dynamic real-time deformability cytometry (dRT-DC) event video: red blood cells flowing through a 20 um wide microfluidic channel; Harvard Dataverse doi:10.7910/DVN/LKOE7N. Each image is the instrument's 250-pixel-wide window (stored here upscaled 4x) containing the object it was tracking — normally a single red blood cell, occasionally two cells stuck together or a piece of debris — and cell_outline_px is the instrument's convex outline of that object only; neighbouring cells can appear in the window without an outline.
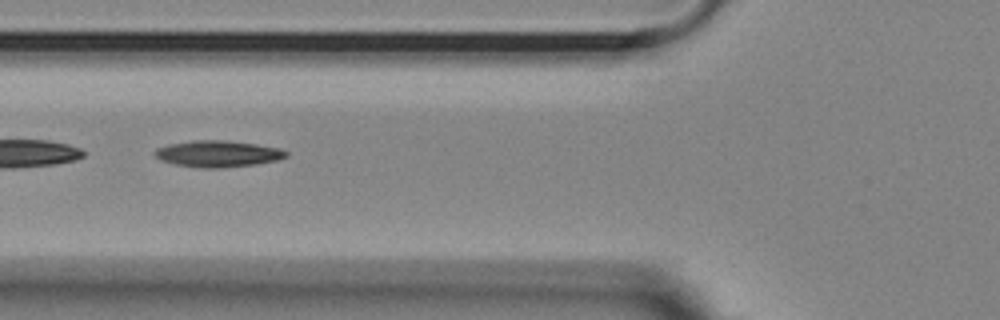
{"species": "Egyptian fruit bat (a non-hibernating species)", "species_latin": "Rousettus aegyptiacus", "temperature_condition": "room temperature", "stored_images_in_passage": 41, "camera_frame_rate_fps": 3000, "um_per_image_px": 0.085, "animal": {"sex": "female"}, "frame": {"image": 1, "passage_image": 7, "time_ms": 2.0, "image_size_px": [1000, 320], "cell_outline_px": [[288, 156], [276, 160], [256, 164], [224, 168], [200, 168], [176, 164], [160, 160], [152, 152], [156, 148], [168, 144], [192, 140], [224, 140], [256, 144], [280, 148], [288, 152]], "centroid_in_image_um": [18.5, 13.07], "position_along_channel_um": 107.3, "area_um2": 20.35}}
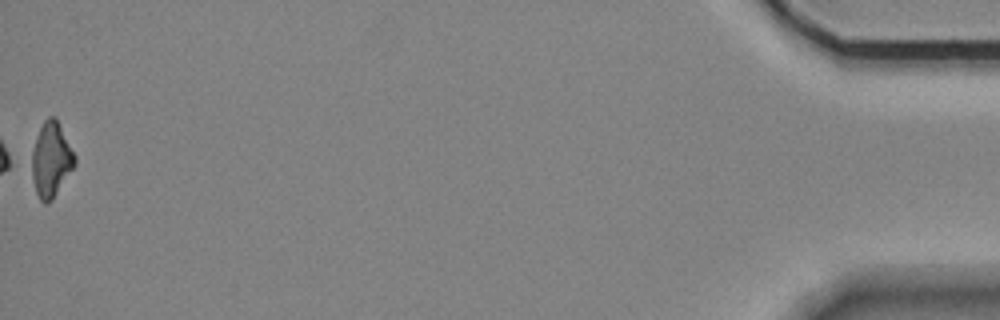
{"frame": {"image": 2, "passage_image": 41, "time_ms": 13.333, "image_size_px": [1000, 320], "cell_outline_px": [[76, 164], [52, 200], [44, 204], [40, 200], [36, 192], [32, 176], [32, 152], [36, 136], [44, 120], [48, 116], [56, 116], [76, 156]], "centroid_in_image_um": [4.36, 13.55], "position_along_channel_um": 430.8, "area_um2": 18.73}, "authors_computed_cell_mechanics": {"area_um2": 19.3052, "velocity_mm_per_s": 3.7013, "shape_relaxation_time_tau1_ms": 6.7013, "shape_relaxation_time_tau2_ms": null, "deformation_change_tau1": 0.1737, "deformation_change_tau2": null}}